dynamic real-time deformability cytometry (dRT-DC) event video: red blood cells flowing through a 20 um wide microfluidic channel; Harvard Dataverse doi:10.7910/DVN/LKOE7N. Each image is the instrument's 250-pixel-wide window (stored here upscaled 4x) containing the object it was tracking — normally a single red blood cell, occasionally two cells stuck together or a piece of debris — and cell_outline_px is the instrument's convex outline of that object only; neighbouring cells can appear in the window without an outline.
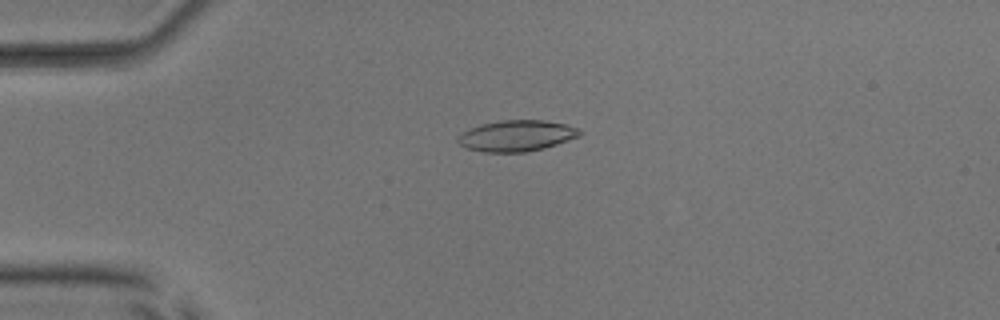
{"species": "common noctule bat (a hibernating species)", "species_latin": "Nyctalus noctula", "temperature_condition": "room temperature", "stored_images_in_passage": 50, "camera_frame_rate_fps": 3000, "um_per_image_px": 0.085, "animal": {"sex": "male", "body_mass_g": 17.9, "forearm_length_mm": 54.2}, "frame": {"image": 1, "passage_image": 11, "time_ms": 3.333, "image_size_px": [1000, 320], "cell_outline_px": [[584, 132], [580, 136], [544, 148], [524, 152], [484, 152], [464, 148], [456, 140], [464, 132], [480, 124], [500, 120], [544, 120], [564, 124], [576, 128]], "centroid_in_image_um": [43.91, 11.54], "position_along_channel_um": 41.1, "area_um2": 21.91}}
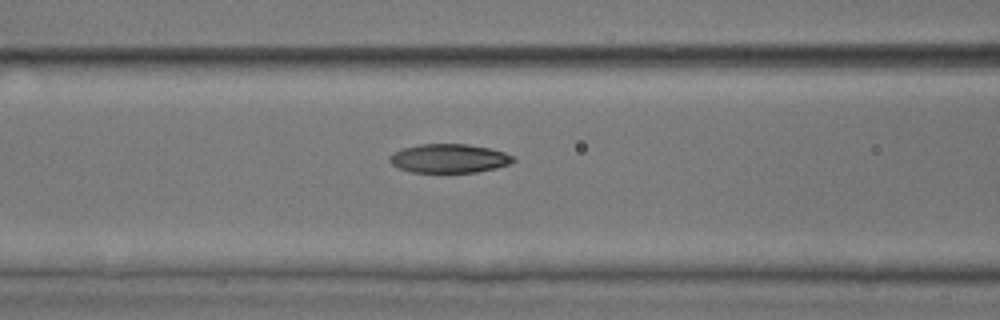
{"frame": {"image": 2, "passage_image": 20, "time_ms": 6.333, "image_size_px": [1000, 320], "cell_outline_px": [[516, 160], [512, 164], [496, 168], [476, 172], [412, 172], [400, 168], [392, 164], [388, 160], [388, 156], [404, 148], [420, 144], [468, 144], [488, 148], [504, 152], [516, 156]], "centroid_in_image_um": [38.23, 13.46], "position_along_channel_um": 128.4, "area_um2": 20.81}}
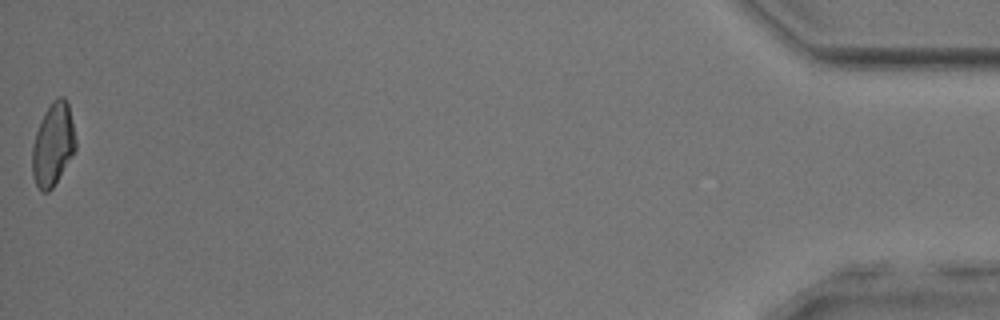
{"frame": {"image": 3, "passage_image": 50, "time_ms": 16.333, "image_size_px": [1000, 320], "cell_outline_px": [[76, 148], [72, 156], [52, 188], [48, 192], [44, 192], [36, 184], [32, 176], [32, 144], [36, 132], [44, 112], [52, 100], [60, 96], [64, 96], [68, 104], [76, 140]], "centroid_in_image_um": [4.5, 12.26], "position_along_channel_um": 430.7, "area_um2": 20.81}, "authors_computed_cell_mechanics": {"area_um2": 21.2126, "velocity_mm_per_s": 3.9769, "shape_relaxation_time_tau1_ms": 6.9727, "shape_relaxation_time_tau2_ms": 5.8955, "deformation_change_tau1": 0.2266, "deformation_change_tau2": 0.0731}}